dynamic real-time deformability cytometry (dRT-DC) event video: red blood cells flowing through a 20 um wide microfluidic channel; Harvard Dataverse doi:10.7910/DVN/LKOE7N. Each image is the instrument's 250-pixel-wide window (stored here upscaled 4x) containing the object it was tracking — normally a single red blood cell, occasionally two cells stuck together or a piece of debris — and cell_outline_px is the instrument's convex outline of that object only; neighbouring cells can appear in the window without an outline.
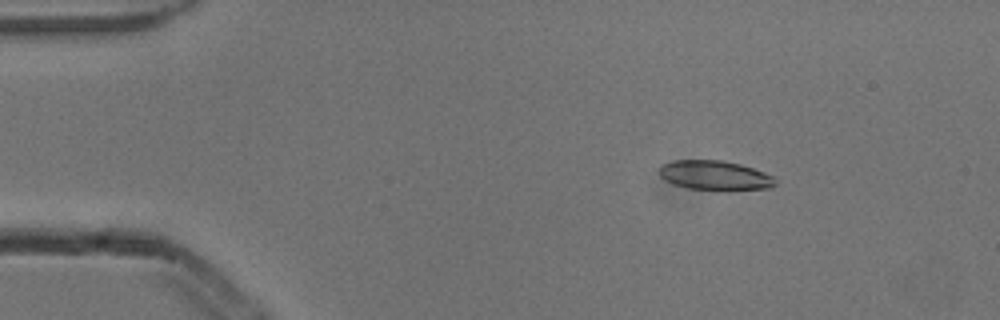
{"species": "common noctule bat (a hibernating species)", "species_latin": "Nyctalus noctula", "temperature_condition": "cold", "stored_images_in_passage": 5, "camera_frame_rate_fps": 3000, "um_per_image_px": 0.085, "animal": {"sex": "male", "body_mass_g": 13.3}, "frame": {"image": 1, "passage_image": 3, "time_ms": 0.667, "image_size_px": [1000, 320], "cell_outline_px": [[776, 184], [772, 188], [728, 192], [688, 188], [672, 184], [664, 180], [656, 172], [660, 164], [672, 160], [724, 160], [740, 164], [764, 172], [772, 176], [776, 180]], "centroid_in_image_um": [60.74, 14.93], "position_along_channel_um": 24.3, "area_um2": 20.81}}